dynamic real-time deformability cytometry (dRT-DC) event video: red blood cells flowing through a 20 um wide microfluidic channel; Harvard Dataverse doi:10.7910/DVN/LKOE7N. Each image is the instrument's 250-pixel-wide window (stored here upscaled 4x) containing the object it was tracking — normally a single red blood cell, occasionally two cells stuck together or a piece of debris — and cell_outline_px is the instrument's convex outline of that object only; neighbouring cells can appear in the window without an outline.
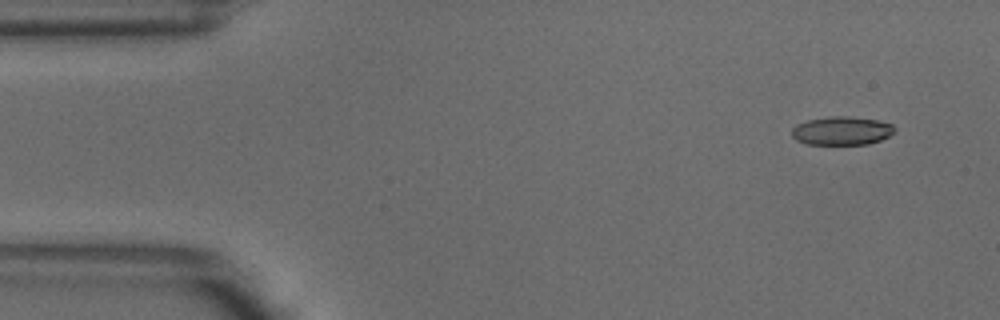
{"species": "common noctule bat (a hibernating species)", "species_latin": "Nyctalus noctula", "temperature_condition": "warm", "stored_images_in_passage": 5, "camera_frame_rate_fps": 3000, "um_per_image_px": 0.085, "animal": {"sex": "male", "body_mass_g": 18.8}, "frame": {"image": 1, "passage_image": 1, "time_ms": 0.0, "image_size_px": [1000, 320], "cell_outline_px": [[896, 128], [888, 136], [880, 140], [868, 144], [808, 144], [796, 140], [792, 136], [792, 128], [796, 124], [808, 120], [828, 116], [848, 116], [876, 120], [892, 124]], "centroid_in_image_um": [71.52, 11.11], "position_along_channel_um": 13.5, "area_um2": 16.99}}
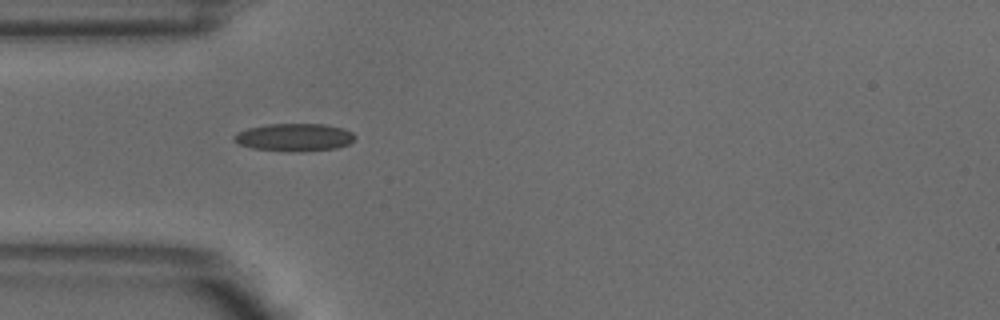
{"frame": {"image": 2, "passage_image": 4, "time_ms": 1.0, "image_size_px": [1000, 320], "cell_outline_px": [[356, 136], [348, 144], [336, 148], [300, 152], [252, 148], [240, 144], [232, 140], [232, 136], [236, 132], [248, 128], [268, 124], [324, 124], [344, 128], [352, 132]], "centroid_in_image_um": [25.0, 11.66], "position_along_channel_um": 60.0, "area_um2": 19.54}}